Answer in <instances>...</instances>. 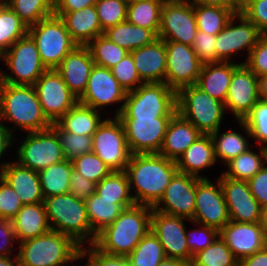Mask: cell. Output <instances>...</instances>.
Segmentation results:
<instances>
[{"instance_id": "obj_67", "label": "cell", "mask_w": 267, "mask_h": 266, "mask_svg": "<svg viewBox=\"0 0 267 266\" xmlns=\"http://www.w3.org/2000/svg\"><path fill=\"white\" fill-rule=\"evenodd\" d=\"M260 224L262 225L267 237V206L262 208Z\"/></svg>"}, {"instance_id": "obj_56", "label": "cell", "mask_w": 267, "mask_h": 266, "mask_svg": "<svg viewBox=\"0 0 267 266\" xmlns=\"http://www.w3.org/2000/svg\"><path fill=\"white\" fill-rule=\"evenodd\" d=\"M216 35L197 31L193 42V50L203 63L217 62Z\"/></svg>"}, {"instance_id": "obj_13", "label": "cell", "mask_w": 267, "mask_h": 266, "mask_svg": "<svg viewBox=\"0 0 267 266\" xmlns=\"http://www.w3.org/2000/svg\"><path fill=\"white\" fill-rule=\"evenodd\" d=\"M127 91L114 78L111 69L94 65L83 95L78 99L82 105L104 112V108L113 104H120L114 116H118L123 109Z\"/></svg>"}, {"instance_id": "obj_47", "label": "cell", "mask_w": 267, "mask_h": 266, "mask_svg": "<svg viewBox=\"0 0 267 266\" xmlns=\"http://www.w3.org/2000/svg\"><path fill=\"white\" fill-rule=\"evenodd\" d=\"M242 121L247 125L252 141L267 148V101L259 99Z\"/></svg>"}, {"instance_id": "obj_49", "label": "cell", "mask_w": 267, "mask_h": 266, "mask_svg": "<svg viewBox=\"0 0 267 266\" xmlns=\"http://www.w3.org/2000/svg\"><path fill=\"white\" fill-rule=\"evenodd\" d=\"M72 163L78 173L96 184L112 172L94 152L78 156Z\"/></svg>"}, {"instance_id": "obj_38", "label": "cell", "mask_w": 267, "mask_h": 266, "mask_svg": "<svg viewBox=\"0 0 267 266\" xmlns=\"http://www.w3.org/2000/svg\"><path fill=\"white\" fill-rule=\"evenodd\" d=\"M72 161L63 160L38 172L43 198L69 193Z\"/></svg>"}, {"instance_id": "obj_26", "label": "cell", "mask_w": 267, "mask_h": 266, "mask_svg": "<svg viewBox=\"0 0 267 266\" xmlns=\"http://www.w3.org/2000/svg\"><path fill=\"white\" fill-rule=\"evenodd\" d=\"M0 176L16 191L23 205L44 202L37 171L11 160L2 170Z\"/></svg>"}, {"instance_id": "obj_51", "label": "cell", "mask_w": 267, "mask_h": 266, "mask_svg": "<svg viewBox=\"0 0 267 266\" xmlns=\"http://www.w3.org/2000/svg\"><path fill=\"white\" fill-rule=\"evenodd\" d=\"M190 224H196L199 228L186 230V242L188 245L189 252L191 257L198 252L205 250L208 246L213 244L216 239L219 237V230L210 226H204L202 224H197L193 221H190Z\"/></svg>"}, {"instance_id": "obj_22", "label": "cell", "mask_w": 267, "mask_h": 266, "mask_svg": "<svg viewBox=\"0 0 267 266\" xmlns=\"http://www.w3.org/2000/svg\"><path fill=\"white\" fill-rule=\"evenodd\" d=\"M227 204L230 221L260 223L262 207L252 195L248 182L224 177L218 178Z\"/></svg>"}, {"instance_id": "obj_36", "label": "cell", "mask_w": 267, "mask_h": 266, "mask_svg": "<svg viewBox=\"0 0 267 266\" xmlns=\"http://www.w3.org/2000/svg\"><path fill=\"white\" fill-rule=\"evenodd\" d=\"M258 148V153L249 148L238 157L231 159L225 164L227 169L222 172V175L243 181L251 179L267 163V148L263 146Z\"/></svg>"}, {"instance_id": "obj_4", "label": "cell", "mask_w": 267, "mask_h": 266, "mask_svg": "<svg viewBox=\"0 0 267 266\" xmlns=\"http://www.w3.org/2000/svg\"><path fill=\"white\" fill-rule=\"evenodd\" d=\"M17 247L20 266H69L80 260L81 246L55 230L22 241Z\"/></svg>"}, {"instance_id": "obj_68", "label": "cell", "mask_w": 267, "mask_h": 266, "mask_svg": "<svg viewBox=\"0 0 267 266\" xmlns=\"http://www.w3.org/2000/svg\"><path fill=\"white\" fill-rule=\"evenodd\" d=\"M240 5H243L247 0H236Z\"/></svg>"}, {"instance_id": "obj_54", "label": "cell", "mask_w": 267, "mask_h": 266, "mask_svg": "<svg viewBox=\"0 0 267 266\" xmlns=\"http://www.w3.org/2000/svg\"><path fill=\"white\" fill-rule=\"evenodd\" d=\"M240 12L253 22L262 35H267V0H247Z\"/></svg>"}, {"instance_id": "obj_24", "label": "cell", "mask_w": 267, "mask_h": 266, "mask_svg": "<svg viewBox=\"0 0 267 266\" xmlns=\"http://www.w3.org/2000/svg\"><path fill=\"white\" fill-rule=\"evenodd\" d=\"M95 62L87 46H76L61 61L56 70L69 90L79 99L86 90Z\"/></svg>"}, {"instance_id": "obj_66", "label": "cell", "mask_w": 267, "mask_h": 266, "mask_svg": "<svg viewBox=\"0 0 267 266\" xmlns=\"http://www.w3.org/2000/svg\"><path fill=\"white\" fill-rule=\"evenodd\" d=\"M15 257V258H14ZM0 266H20L17 256H0Z\"/></svg>"}, {"instance_id": "obj_53", "label": "cell", "mask_w": 267, "mask_h": 266, "mask_svg": "<svg viewBox=\"0 0 267 266\" xmlns=\"http://www.w3.org/2000/svg\"><path fill=\"white\" fill-rule=\"evenodd\" d=\"M22 206L16 191L0 176V218L11 221Z\"/></svg>"}, {"instance_id": "obj_11", "label": "cell", "mask_w": 267, "mask_h": 266, "mask_svg": "<svg viewBox=\"0 0 267 266\" xmlns=\"http://www.w3.org/2000/svg\"><path fill=\"white\" fill-rule=\"evenodd\" d=\"M26 135L16 151L17 162L22 166L39 172L65 160L58 134L52 127Z\"/></svg>"}, {"instance_id": "obj_28", "label": "cell", "mask_w": 267, "mask_h": 266, "mask_svg": "<svg viewBox=\"0 0 267 266\" xmlns=\"http://www.w3.org/2000/svg\"><path fill=\"white\" fill-rule=\"evenodd\" d=\"M217 163L213 140L210 134H202L176 161L178 172L208 179L200 171L213 167Z\"/></svg>"}, {"instance_id": "obj_61", "label": "cell", "mask_w": 267, "mask_h": 266, "mask_svg": "<svg viewBox=\"0 0 267 266\" xmlns=\"http://www.w3.org/2000/svg\"><path fill=\"white\" fill-rule=\"evenodd\" d=\"M15 136L8 130V128L5 126V124L0 119V159L2 160V156H5V152H8V148H13V144H15ZM11 147V148H10ZM0 160V162H1ZM8 162H2L0 163V174L2 170L5 168V166L9 163Z\"/></svg>"}, {"instance_id": "obj_33", "label": "cell", "mask_w": 267, "mask_h": 266, "mask_svg": "<svg viewBox=\"0 0 267 266\" xmlns=\"http://www.w3.org/2000/svg\"><path fill=\"white\" fill-rule=\"evenodd\" d=\"M101 115V111L78 102L56 124L65 132L92 136L104 120Z\"/></svg>"}, {"instance_id": "obj_20", "label": "cell", "mask_w": 267, "mask_h": 266, "mask_svg": "<svg viewBox=\"0 0 267 266\" xmlns=\"http://www.w3.org/2000/svg\"><path fill=\"white\" fill-rule=\"evenodd\" d=\"M198 179L195 176L177 172L153 210L192 220Z\"/></svg>"}, {"instance_id": "obj_21", "label": "cell", "mask_w": 267, "mask_h": 266, "mask_svg": "<svg viewBox=\"0 0 267 266\" xmlns=\"http://www.w3.org/2000/svg\"><path fill=\"white\" fill-rule=\"evenodd\" d=\"M258 100V77L243 62H239L232 74L225 109L231 111L236 121H242Z\"/></svg>"}, {"instance_id": "obj_16", "label": "cell", "mask_w": 267, "mask_h": 266, "mask_svg": "<svg viewBox=\"0 0 267 266\" xmlns=\"http://www.w3.org/2000/svg\"><path fill=\"white\" fill-rule=\"evenodd\" d=\"M165 45V83L176 93L184 87L196 85L203 62L193 47L175 41H165Z\"/></svg>"}, {"instance_id": "obj_42", "label": "cell", "mask_w": 267, "mask_h": 266, "mask_svg": "<svg viewBox=\"0 0 267 266\" xmlns=\"http://www.w3.org/2000/svg\"><path fill=\"white\" fill-rule=\"evenodd\" d=\"M165 257L163 246L151 230L127 256L131 266H157Z\"/></svg>"}, {"instance_id": "obj_7", "label": "cell", "mask_w": 267, "mask_h": 266, "mask_svg": "<svg viewBox=\"0 0 267 266\" xmlns=\"http://www.w3.org/2000/svg\"><path fill=\"white\" fill-rule=\"evenodd\" d=\"M177 113L191 122L202 134H211L221 128L227 112L223 102L209 96L196 85L176 93Z\"/></svg>"}, {"instance_id": "obj_65", "label": "cell", "mask_w": 267, "mask_h": 266, "mask_svg": "<svg viewBox=\"0 0 267 266\" xmlns=\"http://www.w3.org/2000/svg\"><path fill=\"white\" fill-rule=\"evenodd\" d=\"M157 266H188L181 260L165 257Z\"/></svg>"}, {"instance_id": "obj_69", "label": "cell", "mask_w": 267, "mask_h": 266, "mask_svg": "<svg viewBox=\"0 0 267 266\" xmlns=\"http://www.w3.org/2000/svg\"><path fill=\"white\" fill-rule=\"evenodd\" d=\"M2 3H6L8 0H0Z\"/></svg>"}, {"instance_id": "obj_6", "label": "cell", "mask_w": 267, "mask_h": 266, "mask_svg": "<svg viewBox=\"0 0 267 266\" xmlns=\"http://www.w3.org/2000/svg\"><path fill=\"white\" fill-rule=\"evenodd\" d=\"M177 113L176 92L166 83H143L127 92L118 118H172Z\"/></svg>"}, {"instance_id": "obj_15", "label": "cell", "mask_w": 267, "mask_h": 266, "mask_svg": "<svg viewBox=\"0 0 267 266\" xmlns=\"http://www.w3.org/2000/svg\"><path fill=\"white\" fill-rule=\"evenodd\" d=\"M34 87L43 112L52 124L78 103V98L69 90L56 69H47Z\"/></svg>"}, {"instance_id": "obj_12", "label": "cell", "mask_w": 267, "mask_h": 266, "mask_svg": "<svg viewBox=\"0 0 267 266\" xmlns=\"http://www.w3.org/2000/svg\"><path fill=\"white\" fill-rule=\"evenodd\" d=\"M193 4L188 0H165L161 11L158 38L193 45L197 34Z\"/></svg>"}, {"instance_id": "obj_23", "label": "cell", "mask_w": 267, "mask_h": 266, "mask_svg": "<svg viewBox=\"0 0 267 266\" xmlns=\"http://www.w3.org/2000/svg\"><path fill=\"white\" fill-rule=\"evenodd\" d=\"M219 236L239 262L267 245V237L260 223L229 221L219 231Z\"/></svg>"}, {"instance_id": "obj_52", "label": "cell", "mask_w": 267, "mask_h": 266, "mask_svg": "<svg viewBox=\"0 0 267 266\" xmlns=\"http://www.w3.org/2000/svg\"><path fill=\"white\" fill-rule=\"evenodd\" d=\"M84 257H88L84 266H131L127 257L103 253L93 244L81 247L80 260Z\"/></svg>"}, {"instance_id": "obj_32", "label": "cell", "mask_w": 267, "mask_h": 266, "mask_svg": "<svg viewBox=\"0 0 267 266\" xmlns=\"http://www.w3.org/2000/svg\"><path fill=\"white\" fill-rule=\"evenodd\" d=\"M237 123L245 131L246 135H241L240 132L238 133L231 128L228 132H223L220 135V129L210 134L214 144L216 160L220 161L221 159L223 164H227L231 159L252 148L249 144V140L252 139L247 125L243 121H237Z\"/></svg>"}, {"instance_id": "obj_62", "label": "cell", "mask_w": 267, "mask_h": 266, "mask_svg": "<svg viewBox=\"0 0 267 266\" xmlns=\"http://www.w3.org/2000/svg\"><path fill=\"white\" fill-rule=\"evenodd\" d=\"M239 266H267V245L239 262Z\"/></svg>"}, {"instance_id": "obj_50", "label": "cell", "mask_w": 267, "mask_h": 266, "mask_svg": "<svg viewBox=\"0 0 267 266\" xmlns=\"http://www.w3.org/2000/svg\"><path fill=\"white\" fill-rule=\"evenodd\" d=\"M118 83L127 91H133L144 82L140 79L132 55L128 53L118 64L111 68Z\"/></svg>"}, {"instance_id": "obj_18", "label": "cell", "mask_w": 267, "mask_h": 266, "mask_svg": "<svg viewBox=\"0 0 267 266\" xmlns=\"http://www.w3.org/2000/svg\"><path fill=\"white\" fill-rule=\"evenodd\" d=\"M131 154L159 153L171 118H119Z\"/></svg>"}, {"instance_id": "obj_19", "label": "cell", "mask_w": 267, "mask_h": 266, "mask_svg": "<svg viewBox=\"0 0 267 266\" xmlns=\"http://www.w3.org/2000/svg\"><path fill=\"white\" fill-rule=\"evenodd\" d=\"M184 220L191 221L152 210L150 230L159 239L167 257L181 260L189 266L192 257L186 242Z\"/></svg>"}, {"instance_id": "obj_57", "label": "cell", "mask_w": 267, "mask_h": 266, "mask_svg": "<svg viewBox=\"0 0 267 266\" xmlns=\"http://www.w3.org/2000/svg\"><path fill=\"white\" fill-rule=\"evenodd\" d=\"M95 190L96 183L88 180L73 168L69 193H72L78 199L86 200L89 196L95 193Z\"/></svg>"}, {"instance_id": "obj_44", "label": "cell", "mask_w": 267, "mask_h": 266, "mask_svg": "<svg viewBox=\"0 0 267 266\" xmlns=\"http://www.w3.org/2000/svg\"><path fill=\"white\" fill-rule=\"evenodd\" d=\"M87 47L95 64L108 69L118 64L129 53L104 34L92 40Z\"/></svg>"}, {"instance_id": "obj_27", "label": "cell", "mask_w": 267, "mask_h": 266, "mask_svg": "<svg viewBox=\"0 0 267 266\" xmlns=\"http://www.w3.org/2000/svg\"><path fill=\"white\" fill-rule=\"evenodd\" d=\"M54 15L64 21L72 40L79 46H87L96 37L104 34L95 5L75 12H54Z\"/></svg>"}, {"instance_id": "obj_1", "label": "cell", "mask_w": 267, "mask_h": 266, "mask_svg": "<svg viewBox=\"0 0 267 266\" xmlns=\"http://www.w3.org/2000/svg\"><path fill=\"white\" fill-rule=\"evenodd\" d=\"M125 172L131 192H135H132L135 204L153 208L163 196L178 168L175 161L159 153L131 154Z\"/></svg>"}, {"instance_id": "obj_17", "label": "cell", "mask_w": 267, "mask_h": 266, "mask_svg": "<svg viewBox=\"0 0 267 266\" xmlns=\"http://www.w3.org/2000/svg\"><path fill=\"white\" fill-rule=\"evenodd\" d=\"M215 184L208 179H198L195 196V212L191 221L221 230L229 221L220 180Z\"/></svg>"}, {"instance_id": "obj_39", "label": "cell", "mask_w": 267, "mask_h": 266, "mask_svg": "<svg viewBox=\"0 0 267 266\" xmlns=\"http://www.w3.org/2000/svg\"><path fill=\"white\" fill-rule=\"evenodd\" d=\"M164 1L165 0L129 1L126 20L133 25L150 29L158 36Z\"/></svg>"}, {"instance_id": "obj_9", "label": "cell", "mask_w": 267, "mask_h": 266, "mask_svg": "<svg viewBox=\"0 0 267 266\" xmlns=\"http://www.w3.org/2000/svg\"><path fill=\"white\" fill-rule=\"evenodd\" d=\"M28 34L35 41L46 69H56L63 58L78 46L72 40L64 21L54 14L30 26Z\"/></svg>"}, {"instance_id": "obj_41", "label": "cell", "mask_w": 267, "mask_h": 266, "mask_svg": "<svg viewBox=\"0 0 267 266\" xmlns=\"http://www.w3.org/2000/svg\"><path fill=\"white\" fill-rule=\"evenodd\" d=\"M28 34V27L6 4L0 5V56Z\"/></svg>"}, {"instance_id": "obj_45", "label": "cell", "mask_w": 267, "mask_h": 266, "mask_svg": "<svg viewBox=\"0 0 267 266\" xmlns=\"http://www.w3.org/2000/svg\"><path fill=\"white\" fill-rule=\"evenodd\" d=\"M189 266H239V261L219 236L213 244L195 254Z\"/></svg>"}, {"instance_id": "obj_34", "label": "cell", "mask_w": 267, "mask_h": 266, "mask_svg": "<svg viewBox=\"0 0 267 266\" xmlns=\"http://www.w3.org/2000/svg\"><path fill=\"white\" fill-rule=\"evenodd\" d=\"M104 35L128 52L152 44L158 39L152 30L133 25L127 20L108 28Z\"/></svg>"}, {"instance_id": "obj_8", "label": "cell", "mask_w": 267, "mask_h": 266, "mask_svg": "<svg viewBox=\"0 0 267 266\" xmlns=\"http://www.w3.org/2000/svg\"><path fill=\"white\" fill-rule=\"evenodd\" d=\"M2 59V60H1ZM7 70L0 71V82L11 85H34L47 70L42 64L35 41L27 34L1 56Z\"/></svg>"}, {"instance_id": "obj_3", "label": "cell", "mask_w": 267, "mask_h": 266, "mask_svg": "<svg viewBox=\"0 0 267 266\" xmlns=\"http://www.w3.org/2000/svg\"><path fill=\"white\" fill-rule=\"evenodd\" d=\"M152 210L150 206L137 204L124 209L97 234L93 245L103 253L127 257L150 231Z\"/></svg>"}, {"instance_id": "obj_31", "label": "cell", "mask_w": 267, "mask_h": 266, "mask_svg": "<svg viewBox=\"0 0 267 266\" xmlns=\"http://www.w3.org/2000/svg\"><path fill=\"white\" fill-rule=\"evenodd\" d=\"M11 222L17 243L51 230L44 203L23 205Z\"/></svg>"}, {"instance_id": "obj_64", "label": "cell", "mask_w": 267, "mask_h": 266, "mask_svg": "<svg viewBox=\"0 0 267 266\" xmlns=\"http://www.w3.org/2000/svg\"><path fill=\"white\" fill-rule=\"evenodd\" d=\"M259 99L267 101V74L258 77Z\"/></svg>"}, {"instance_id": "obj_5", "label": "cell", "mask_w": 267, "mask_h": 266, "mask_svg": "<svg viewBox=\"0 0 267 266\" xmlns=\"http://www.w3.org/2000/svg\"><path fill=\"white\" fill-rule=\"evenodd\" d=\"M43 203L51 230L71 237L81 247L92 245V228L85 200L66 193L44 198Z\"/></svg>"}, {"instance_id": "obj_10", "label": "cell", "mask_w": 267, "mask_h": 266, "mask_svg": "<svg viewBox=\"0 0 267 266\" xmlns=\"http://www.w3.org/2000/svg\"><path fill=\"white\" fill-rule=\"evenodd\" d=\"M94 152L111 171H125L129 163V150L124 126L117 117H106L92 135Z\"/></svg>"}, {"instance_id": "obj_55", "label": "cell", "mask_w": 267, "mask_h": 266, "mask_svg": "<svg viewBox=\"0 0 267 266\" xmlns=\"http://www.w3.org/2000/svg\"><path fill=\"white\" fill-rule=\"evenodd\" d=\"M243 63L257 77L267 74V35H262Z\"/></svg>"}, {"instance_id": "obj_40", "label": "cell", "mask_w": 267, "mask_h": 266, "mask_svg": "<svg viewBox=\"0 0 267 266\" xmlns=\"http://www.w3.org/2000/svg\"><path fill=\"white\" fill-rule=\"evenodd\" d=\"M197 29L210 35H217L240 9H230L217 5L193 4Z\"/></svg>"}, {"instance_id": "obj_35", "label": "cell", "mask_w": 267, "mask_h": 266, "mask_svg": "<svg viewBox=\"0 0 267 266\" xmlns=\"http://www.w3.org/2000/svg\"><path fill=\"white\" fill-rule=\"evenodd\" d=\"M85 204L94 244L97 234L111 225L124 209L116 204V200L101 199L96 193L89 196Z\"/></svg>"}, {"instance_id": "obj_14", "label": "cell", "mask_w": 267, "mask_h": 266, "mask_svg": "<svg viewBox=\"0 0 267 266\" xmlns=\"http://www.w3.org/2000/svg\"><path fill=\"white\" fill-rule=\"evenodd\" d=\"M261 36L253 22L241 12L235 13L223 30L216 35L217 62H232L235 53L240 54L243 50L247 51L246 61Z\"/></svg>"}, {"instance_id": "obj_63", "label": "cell", "mask_w": 267, "mask_h": 266, "mask_svg": "<svg viewBox=\"0 0 267 266\" xmlns=\"http://www.w3.org/2000/svg\"><path fill=\"white\" fill-rule=\"evenodd\" d=\"M192 4L217 5L230 9H241V5L236 0H188Z\"/></svg>"}, {"instance_id": "obj_37", "label": "cell", "mask_w": 267, "mask_h": 266, "mask_svg": "<svg viewBox=\"0 0 267 266\" xmlns=\"http://www.w3.org/2000/svg\"><path fill=\"white\" fill-rule=\"evenodd\" d=\"M95 193L101 199L116 200V204L120 205L123 209L135 205L125 171H112L96 184Z\"/></svg>"}, {"instance_id": "obj_29", "label": "cell", "mask_w": 267, "mask_h": 266, "mask_svg": "<svg viewBox=\"0 0 267 266\" xmlns=\"http://www.w3.org/2000/svg\"><path fill=\"white\" fill-rule=\"evenodd\" d=\"M201 135L191 122L176 113L169 121L159 154L176 162Z\"/></svg>"}, {"instance_id": "obj_30", "label": "cell", "mask_w": 267, "mask_h": 266, "mask_svg": "<svg viewBox=\"0 0 267 266\" xmlns=\"http://www.w3.org/2000/svg\"><path fill=\"white\" fill-rule=\"evenodd\" d=\"M238 64L233 61L203 63L196 86L209 96L224 103L234 68Z\"/></svg>"}, {"instance_id": "obj_2", "label": "cell", "mask_w": 267, "mask_h": 266, "mask_svg": "<svg viewBox=\"0 0 267 266\" xmlns=\"http://www.w3.org/2000/svg\"><path fill=\"white\" fill-rule=\"evenodd\" d=\"M0 119L13 135L17 129L26 133L45 130L53 125L43 112L34 85L0 82ZM7 122L14 126H7Z\"/></svg>"}, {"instance_id": "obj_43", "label": "cell", "mask_w": 267, "mask_h": 266, "mask_svg": "<svg viewBox=\"0 0 267 266\" xmlns=\"http://www.w3.org/2000/svg\"><path fill=\"white\" fill-rule=\"evenodd\" d=\"M6 4L28 28L54 14V0H8Z\"/></svg>"}, {"instance_id": "obj_58", "label": "cell", "mask_w": 267, "mask_h": 266, "mask_svg": "<svg viewBox=\"0 0 267 266\" xmlns=\"http://www.w3.org/2000/svg\"><path fill=\"white\" fill-rule=\"evenodd\" d=\"M252 195L261 207L267 206V163L248 181Z\"/></svg>"}, {"instance_id": "obj_59", "label": "cell", "mask_w": 267, "mask_h": 266, "mask_svg": "<svg viewBox=\"0 0 267 266\" xmlns=\"http://www.w3.org/2000/svg\"><path fill=\"white\" fill-rule=\"evenodd\" d=\"M16 241L12 222L0 218V256H17L18 254H15L13 247Z\"/></svg>"}, {"instance_id": "obj_46", "label": "cell", "mask_w": 267, "mask_h": 266, "mask_svg": "<svg viewBox=\"0 0 267 266\" xmlns=\"http://www.w3.org/2000/svg\"><path fill=\"white\" fill-rule=\"evenodd\" d=\"M51 127L58 134L66 160L73 161L78 156L92 152V136L65 132L56 123Z\"/></svg>"}, {"instance_id": "obj_60", "label": "cell", "mask_w": 267, "mask_h": 266, "mask_svg": "<svg viewBox=\"0 0 267 266\" xmlns=\"http://www.w3.org/2000/svg\"><path fill=\"white\" fill-rule=\"evenodd\" d=\"M97 0H54V12H75L95 5Z\"/></svg>"}, {"instance_id": "obj_25", "label": "cell", "mask_w": 267, "mask_h": 266, "mask_svg": "<svg viewBox=\"0 0 267 266\" xmlns=\"http://www.w3.org/2000/svg\"><path fill=\"white\" fill-rule=\"evenodd\" d=\"M140 79L144 83H165L166 45L165 40L156 39L152 44L129 52Z\"/></svg>"}, {"instance_id": "obj_48", "label": "cell", "mask_w": 267, "mask_h": 266, "mask_svg": "<svg viewBox=\"0 0 267 266\" xmlns=\"http://www.w3.org/2000/svg\"><path fill=\"white\" fill-rule=\"evenodd\" d=\"M128 0H97L95 7L103 31L127 19Z\"/></svg>"}]
</instances>
